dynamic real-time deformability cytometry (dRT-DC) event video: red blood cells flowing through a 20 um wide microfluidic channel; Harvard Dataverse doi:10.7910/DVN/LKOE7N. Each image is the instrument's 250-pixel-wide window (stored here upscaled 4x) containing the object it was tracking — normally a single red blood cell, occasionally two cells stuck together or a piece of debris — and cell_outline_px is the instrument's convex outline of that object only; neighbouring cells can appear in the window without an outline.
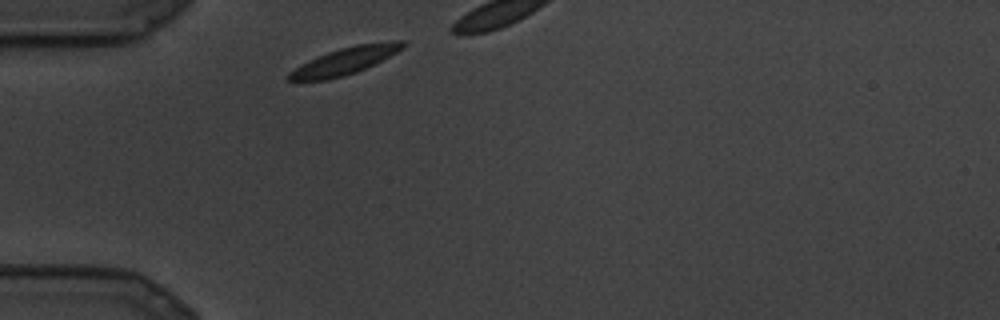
{"species": "common noctule bat (a hibernating species)", "species_latin": "Nyctalus noctula", "temperature_condition": "cold", "stored_images_in_passage": 7, "camera_frame_rate_fps": 3000, "um_per_image_px": 0.085, "animal": {"sex": "male", "body_mass_g": 19.5, "forearm_length_mm": 54.6}, "frame": {"image": 1, "passage_image": 1, "time_ms": 0.0, "image_size_px": [1000, 320], "cell_outline_px": [[408, 44], [404, 48], [356, 72], [344, 76], [328, 80], [288, 80], [288, 72], [328, 52], [340, 48], [356, 44], [392, 40], [408, 40]], "centroid_in_image_um": [29.41, 5.15], "position_along_channel_um": 55.6, "area_um2": 17.57}}
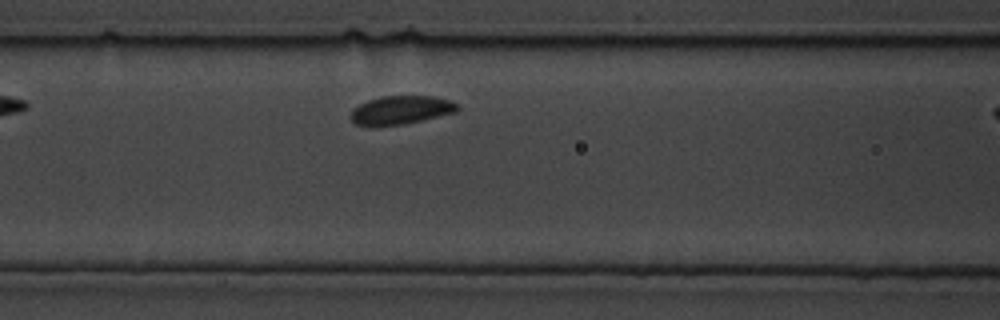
{"frame": {"image": 2, "passage_image": 6, "time_ms": 1.667, "image_size_px": [1000, 320], "cell_outline_px": [[460, 108], [456, 112], [404, 124], [368, 128], [356, 124], [352, 120], [352, 112], [360, 104], [368, 100], [380, 96], [432, 96], [448, 100], [456, 104]], "centroid_in_image_um": [34.05, 9.37], "position_along_channel_um": 132.6, "area_um2": 17.74}}